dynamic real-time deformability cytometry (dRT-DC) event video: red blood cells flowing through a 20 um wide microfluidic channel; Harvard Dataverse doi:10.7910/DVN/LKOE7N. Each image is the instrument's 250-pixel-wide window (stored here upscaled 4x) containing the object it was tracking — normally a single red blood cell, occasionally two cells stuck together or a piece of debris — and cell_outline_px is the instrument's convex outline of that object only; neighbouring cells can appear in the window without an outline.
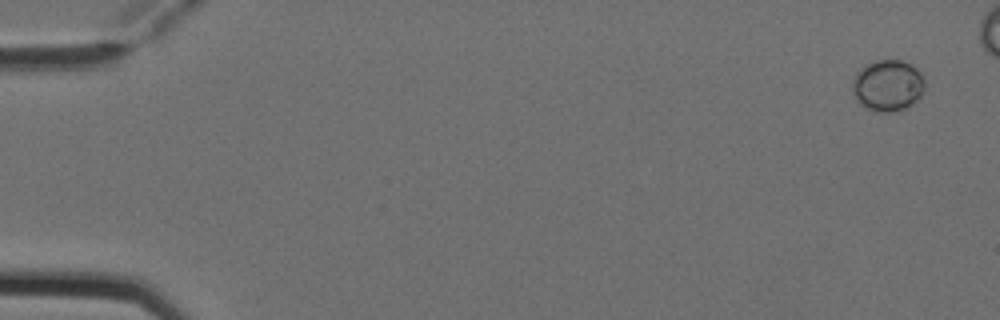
{"species": "Egyptian fruit bat (a non-hibernating species)", "species_latin": "Rousettus aegyptiacus", "temperature_condition": "cold", "stored_images_in_passage": 8, "camera_frame_rate_fps": 3000, "um_per_image_px": 0.085, "animal": {"sex": "female"}, "frame": {"image": 1, "passage_image": 1, "time_ms": 0.0, "image_size_px": [1000, 320], "cell_outline_px": [[924, 92], [916, 100], [904, 108], [892, 112], [872, 112], [864, 108], [856, 100], [852, 92], [852, 80], [860, 68], [876, 60], [900, 60], [916, 68], [920, 72], [924, 80]], "centroid_in_image_um": [75.42, 7.29], "position_along_channel_um": 9.6, "area_um2": 21.73}}
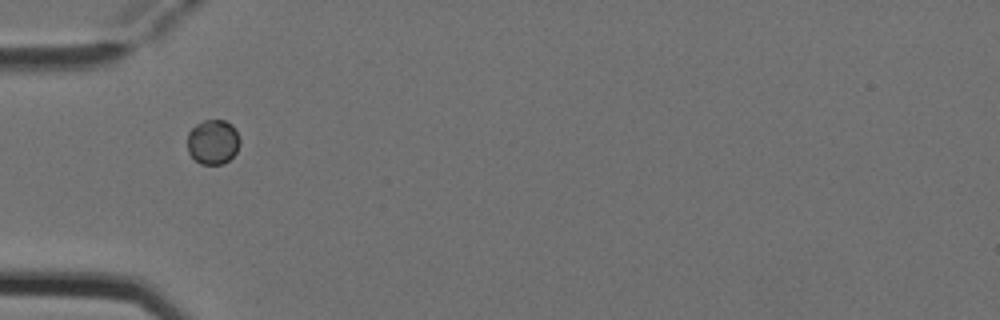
{"frame": {"image": 2, "passage_image": 7, "time_ms": 2.0, "image_size_px": [1000, 320], "cell_outline_px": [[240, 144], [236, 152], [224, 164], [200, 164], [188, 152], [188, 132], [196, 124], [204, 120], [224, 120], [232, 124], [240, 140]], "centroid_in_image_um": [18.1, 12.06], "position_along_channel_um": 66.9, "area_um2": 13.64}}
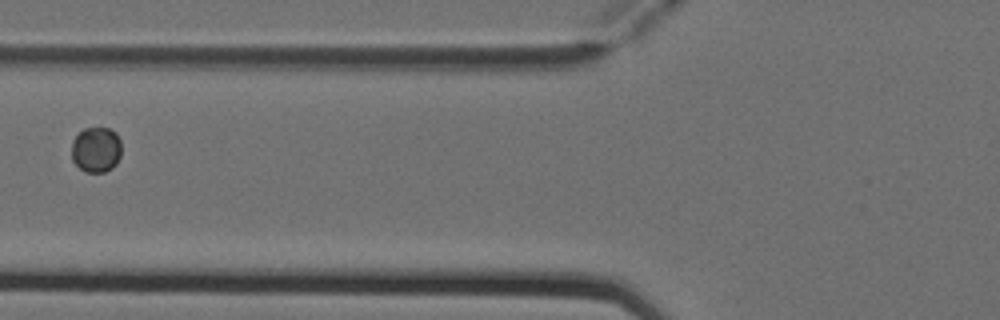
{"frame": {"image": 3, "passage_image": 8, "time_ms": 2.333, "image_size_px": [1000, 320], "cell_outline_px": [[120, 156], [116, 164], [112, 168], [104, 172], [84, 172], [72, 160], [72, 140], [84, 128], [108, 128], [116, 132], [120, 140]], "centroid_in_image_um": [8.17, 12.72], "position_along_channel_um": 117.6, "area_um2": 13.24}}